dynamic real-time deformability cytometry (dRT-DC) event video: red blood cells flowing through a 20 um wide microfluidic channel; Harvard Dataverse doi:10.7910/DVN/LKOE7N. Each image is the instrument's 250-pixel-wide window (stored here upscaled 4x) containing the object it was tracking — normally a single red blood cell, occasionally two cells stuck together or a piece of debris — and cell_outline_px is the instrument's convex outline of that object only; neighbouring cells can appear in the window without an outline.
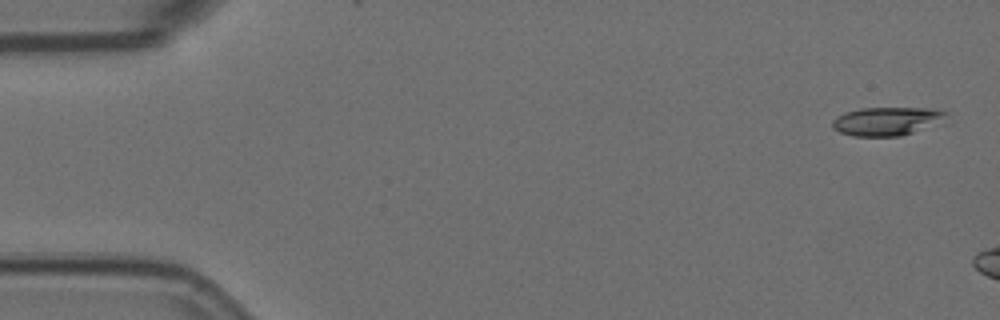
{"species": "Egyptian fruit bat (a non-hibernating species)", "species_latin": "Rousettus aegyptiacus", "temperature_condition": "room temperature", "stored_images_in_passage": 7, "camera_frame_rate_fps": 3000, "um_per_image_px": 0.085, "animal": {"sex": "female"}, "frame": {"image": 1, "passage_image": 1, "time_ms": 0.0, "image_size_px": [1000, 320], "cell_outline_px": [[948, 124], [900, 136], [852, 136], [840, 132], [832, 128], [832, 120], [836, 116], [844, 112], [860, 108], [928, 108], [948, 112]], "centroid_in_image_um": [75.51, 10.31], "position_along_channel_um": 9.5, "area_um2": 19.71}}